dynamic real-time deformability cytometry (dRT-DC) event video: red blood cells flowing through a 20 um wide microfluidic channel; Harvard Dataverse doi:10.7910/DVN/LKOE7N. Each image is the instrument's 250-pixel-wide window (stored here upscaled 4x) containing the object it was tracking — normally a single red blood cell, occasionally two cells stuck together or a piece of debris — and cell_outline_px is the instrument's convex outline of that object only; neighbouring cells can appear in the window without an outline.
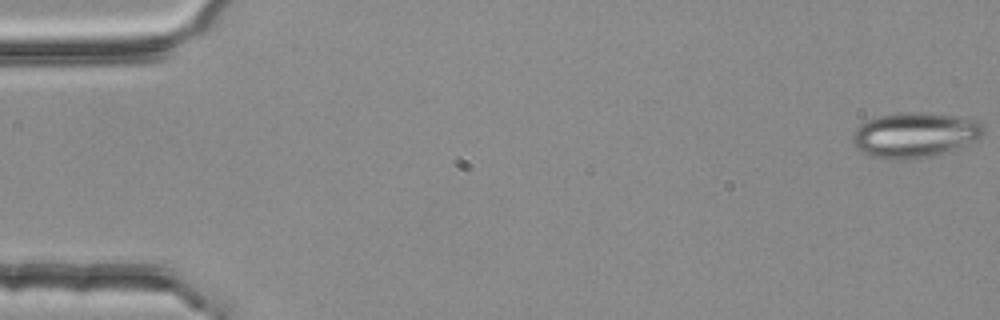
{"species": "common noctule bat (a hibernating species)", "species_latin": "Nyctalus noctula", "temperature_condition": "room temperature", "stored_images_in_passage": 4, "camera_frame_rate_fps": 3000, "um_per_image_px": 0.085, "animal": {"sex": "female", "body_mass_g": 25.1}, "frame": {"image": 1, "passage_image": 1, "time_ms": 0.0, "image_size_px": [1000, 320], "cell_outline_px": [[984, 132], [980, 136], [940, 152], [924, 156], [896, 160], [892, 160], [872, 156], [864, 152], [852, 140], [852, 136], [856, 128], [860, 124], [868, 120], [880, 116], [900, 112], [916, 112], [956, 116], [980, 120], [984, 128]], "centroid_in_image_um": [77.7, 11.43], "position_along_channel_um": 7.3, "area_um2": 33.12}}